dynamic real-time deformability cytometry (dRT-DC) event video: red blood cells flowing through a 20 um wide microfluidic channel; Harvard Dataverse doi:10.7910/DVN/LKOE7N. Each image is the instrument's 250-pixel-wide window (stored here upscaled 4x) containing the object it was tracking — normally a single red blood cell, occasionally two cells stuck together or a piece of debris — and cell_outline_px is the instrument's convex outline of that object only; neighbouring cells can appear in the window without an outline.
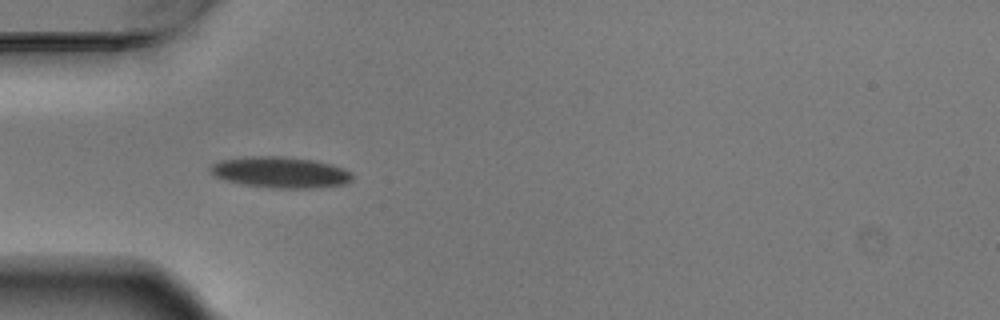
{"species": "Egyptian fruit bat (a non-hibernating species)", "species_latin": "Rousettus aegyptiacus", "temperature_condition": "warm", "stored_images_in_passage": 8, "camera_frame_rate_fps": 3000, "um_per_image_px": 0.085, "animal": {"sex": "male"}, "frame": {"image": 1, "passage_image": 5, "time_ms": 1.333, "image_size_px": [1000, 320], "cell_outline_px": [[352, 180], [344, 184], [316, 188], [272, 188], [244, 184], [228, 180], [216, 176], [208, 172], [208, 168], [212, 164], [220, 160], [252, 156], [284, 156], [312, 160], [332, 164], [344, 168], [352, 172]], "centroid_in_image_um": [23.85, 14.64], "position_along_channel_um": 61.2, "area_um2": 25.72}}
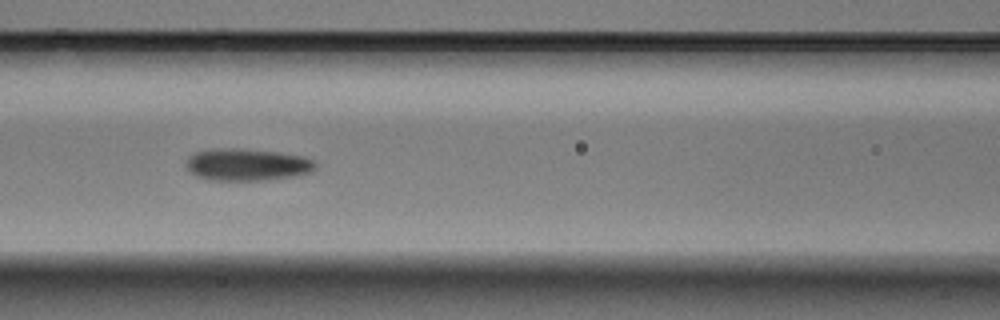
{"frame": {"image": 2, "passage_image": 7, "time_ms": 2.0, "image_size_px": [1000, 320], "cell_outline_px": [[316, 168], [308, 172], [296, 176], [264, 180], [208, 180], [196, 176], [188, 172], [184, 164], [184, 160], [188, 156], [196, 152], [212, 148], [240, 148], [280, 152], [304, 156], [312, 160], [316, 164]], "centroid_in_image_um": [20.93, 13.98], "position_along_channel_um": 145.7, "area_um2": 24.62}}
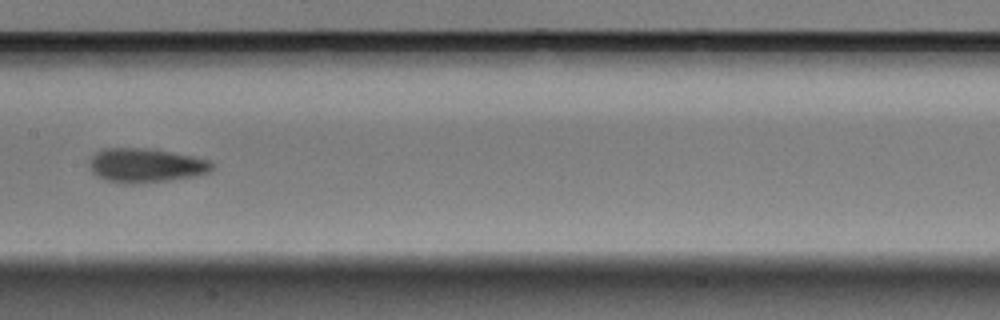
{"frame": {"image": 3, "passage_image": 8, "time_ms": 2.333, "image_size_px": [1000, 320], "cell_outline_px": [[216, 164], [212, 172], [196, 176], [168, 180], [132, 184], [124, 184], [104, 180], [96, 176], [88, 168], [88, 160], [96, 152], [104, 148], [144, 148], [172, 152], [192, 156], [208, 160]], "centroid_in_image_um": [12.37, 14.07], "position_along_channel_um": 195.0, "area_um2": 24.8}}